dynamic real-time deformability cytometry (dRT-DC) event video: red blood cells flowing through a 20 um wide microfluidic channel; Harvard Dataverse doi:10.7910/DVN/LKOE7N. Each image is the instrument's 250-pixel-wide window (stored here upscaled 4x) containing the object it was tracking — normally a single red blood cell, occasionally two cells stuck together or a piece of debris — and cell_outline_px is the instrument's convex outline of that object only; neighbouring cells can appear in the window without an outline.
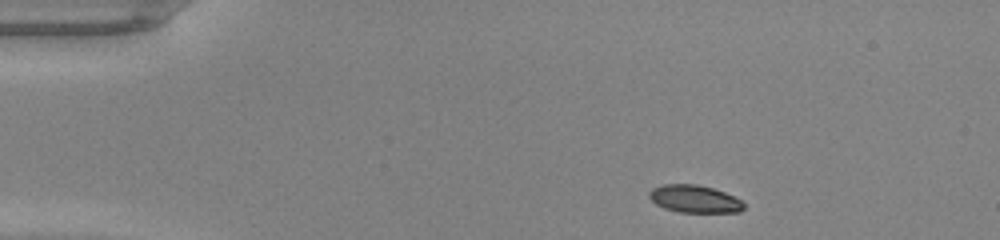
{"species": "common noctule bat (a hibernating species)", "species_latin": "Nyctalus noctula", "temperature_condition": "warm", "stored_images_in_passage": 41, "camera_frame_rate_fps": 3000, "um_per_image_px": 0.085, "animal": {"sex": "male", "body_mass_g": 20.0, "forearm_length_mm": 53.3}, "frame": {"image": 1, "passage_image": 1, "time_ms": 0.0, "image_size_px": [1000, 240], "cell_outline_px": [[744, 208], [740, 212], [680, 212], [664, 208], [656, 204], [648, 196], [648, 192], [652, 188], [664, 184], [696, 184], [712, 188], [724, 192], [740, 200], [744, 204]], "centroid_in_image_um": [59.0, 16.9], "position_along_channel_um": 26.0, "area_um2": 15.09}}
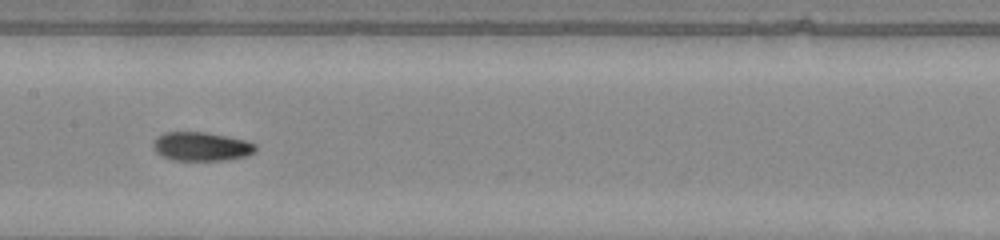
{"frame": {"image": 2, "passage_image": 18, "time_ms": 5.667, "image_size_px": [1000, 240], "cell_outline_px": [[256, 152], [248, 156], [224, 160], [172, 160], [156, 152], [152, 144], [156, 136], [164, 132], [204, 132], [248, 140], [256, 144]], "centroid_in_image_um": [17.14, 12.45], "position_along_channel_um": 190.3, "area_um2": 17.34}}
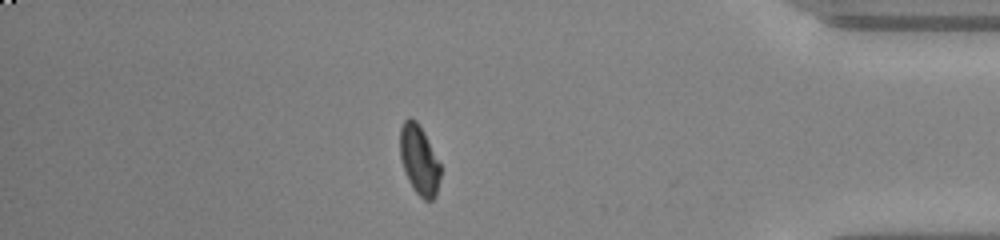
{"frame": {"image": 3, "passage_image": 35, "time_ms": 11.333, "image_size_px": [1000, 240], "cell_outline_px": [[440, 176], [436, 196], [432, 200], [424, 200], [412, 188], [408, 180], [400, 160], [400, 128], [404, 120], [408, 116], [416, 120], [424, 132], [440, 164]], "centroid_in_image_um": [35.61, 13.59], "position_along_channel_um": 399.6, "area_um2": 16.42}, "authors_computed_cell_mechanics": {"area_um2": 16.9932, "velocity_mm_per_s": 4.2974, "shape_relaxation_time_tau1_ms": 5.8305, "shape_relaxation_time_tau2_ms": 2.4147, "deformation_change_tau1": 0.2205, "deformation_change_tau2": 0.0595}}